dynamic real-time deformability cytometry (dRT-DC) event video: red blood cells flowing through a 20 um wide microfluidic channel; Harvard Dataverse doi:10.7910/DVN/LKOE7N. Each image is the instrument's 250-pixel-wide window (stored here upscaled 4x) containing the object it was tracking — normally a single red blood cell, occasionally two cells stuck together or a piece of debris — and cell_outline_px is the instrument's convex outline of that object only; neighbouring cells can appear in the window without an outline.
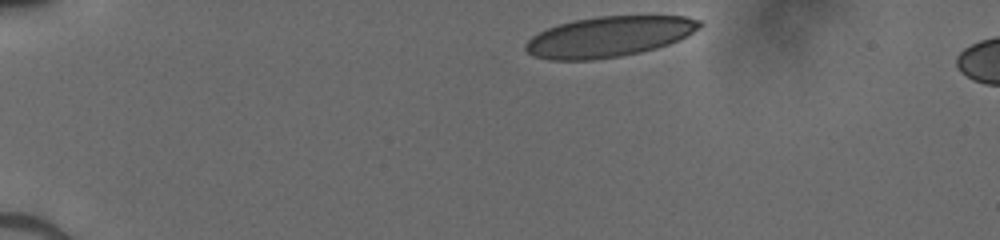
{"species": "human", "species_latin": "Homo sapiens", "temperature_condition": "cold", "stored_images_in_passage": 34, "camera_frame_rate_fps": 3000, "um_per_image_px": 0.085, "donor": {"sex": "male"}, "frame": {"image": 1, "passage_image": 1, "time_ms": 0.0, "image_size_px": [1000, 240], "cell_outline_px": [[704, 24], [700, 28], [668, 44], [656, 48], [640, 52], [620, 56], [592, 60], [548, 60], [532, 56], [524, 48], [524, 44], [532, 36], [548, 28], [560, 24], [576, 20], [596, 16], [684, 16], [700, 20]], "centroid_in_image_um": [51.73, 3.12], "position_along_channel_um": 33.3, "area_um2": 40.86}}
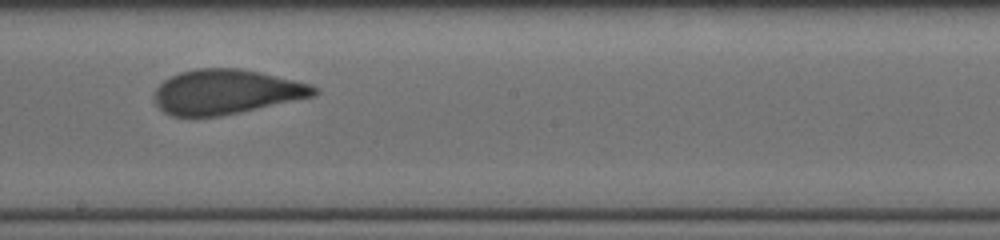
{"frame": {"image": 2, "passage_image": 21, "time_ms": 6.667, "image_size_px": [1000, 240], "cell_outline_px": [[316, 96], [240, 112], [220, 116], [172, 116], [164, 112], [156, 104], [156, 88], [164, 80], [180, 72], [196, 68], [240, 68], [260, 72], [312, 84], [316, 88]], "centroid_in_image_um": [19.24, 7.8], "position_along_channel_um": 229.0, "area_um2": 41.38}}
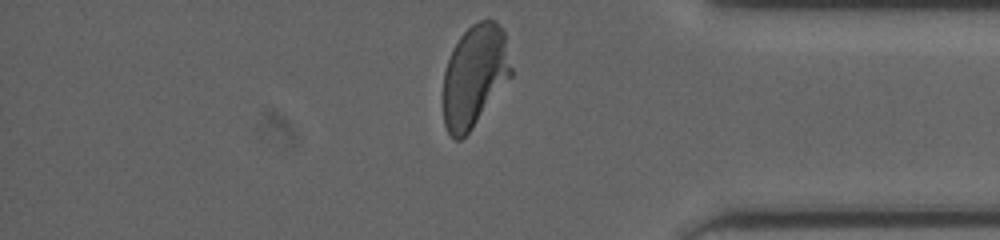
{"frame": {"image": 3, "passage_image": 34, "time_ms": 11.0, "image_size_px": [1000, 240], "cell_outline_px": [[512, 76], [472, 128], [460, 140], [456, 140], [448, 132], [444, 124], [444, 72], [452, 48], [460, 36], [472, 24], [480, 20], [496, 20], [504, 32], [512, 68]], "centroid_in_image_um": [40.35, 6.43], "position_along_channel_um": 394.8, "area_um2": 40.23}}